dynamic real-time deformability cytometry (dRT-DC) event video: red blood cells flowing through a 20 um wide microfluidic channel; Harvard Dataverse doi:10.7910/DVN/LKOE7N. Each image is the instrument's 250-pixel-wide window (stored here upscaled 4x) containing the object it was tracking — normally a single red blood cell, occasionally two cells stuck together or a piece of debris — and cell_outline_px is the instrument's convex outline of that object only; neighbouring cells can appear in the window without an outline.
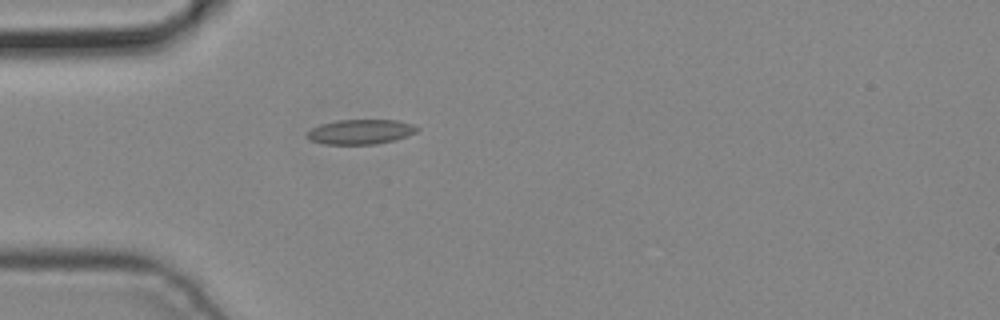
{"species": "common noctule bat (a hibernating species)", "species_latin": "Nyctalus noctula", "temperature_condition": "cold", "stored_images_in_passage": 4, "camera_frame_rate_fps": 3000, "um_per_image_px": 0.085, "animal": {"sex": "male", "body_mass_g": 19.2, "forearm_length_mm": 51.8}, "frame": {"image": 1, "passage_image": 4, "time_ms": 1.0, "image_size_px": [1000, 320], "cell_outline_px": [[420, 128], [416, 132], [408, 136], [376, 144], [324, 144], [312, 140], [308, 136], [308, 132], [312, 128], [320, 124], [336, 120], [400, 120], [412, 124]], "centroid_in_image_um": [30.69, 11.19], "position_along_channel_um": 54.3, "area_um2": 15.78}}